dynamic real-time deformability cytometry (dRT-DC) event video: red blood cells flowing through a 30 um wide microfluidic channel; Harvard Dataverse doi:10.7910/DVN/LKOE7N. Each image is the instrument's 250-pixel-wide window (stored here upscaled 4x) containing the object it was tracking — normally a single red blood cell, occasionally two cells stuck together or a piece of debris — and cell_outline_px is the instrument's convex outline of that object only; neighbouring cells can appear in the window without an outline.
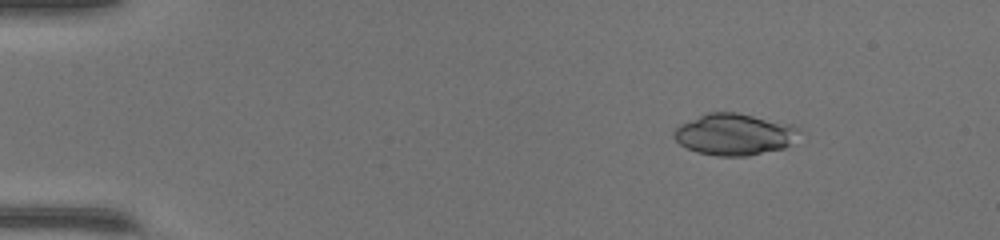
{"species": "common noctule bat (a hibernating species)", "species_latin": "Nyctalus noctula", "temperature_condition": "warm", "stored_images_in_passage": 43, "camera_frame_rate_fps": 3000, "um_per_image_px": 0.085, "animal": {"sex": "female", "body_mass_g": 17.0, "forearm_length_mm": 48.0}, "frame": {"image": 1, "passage_image": 1, "time_ms": 0.0, "image_size_px": [1000, 240], "cell_outline_px": [[800, 132], [784, 148], [744, 156], [716, 156], [696, 152], [680, 144], [672, 136], [676, 128], [680, 124], [708, 112], [736, 112], [792, 124], [800, 128]], "centroid_in_image_um": [62.4, 11.41], "position_along_channel_um": 22.6, "area_um2": 30.11}}
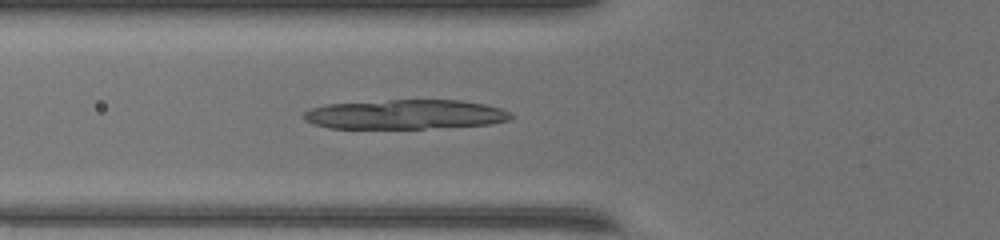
{"frame": {"image": 2, "passage_image": 13, "time_ms": 4.0, "image_size_px": [1000, 240], "cell_outline_px": [[516, 116], [508, 120], [488, 124], [424, 128], [328, 128], [312, 124], [304, 120], [304, 112], [312, 108], [328, 104], [388, 100], [460, 100], [484, 104], [500, 108], [512, 112]], "centroid_in_image_um": [34.46, 9.72], "position_along_channel_um": 91.3, "area_um2": 35.49}}
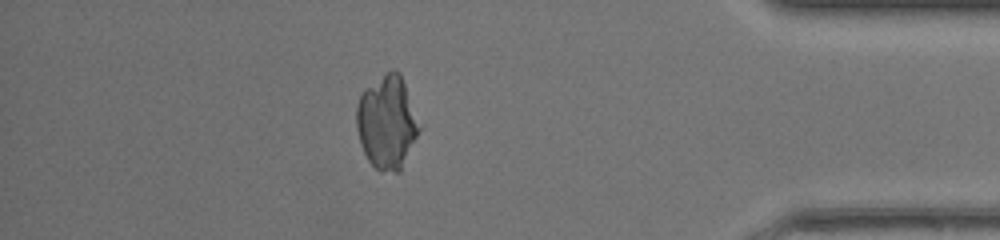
{"frame": {"image": 3, "passage_image": 37, "time_ms": 12.0, "image_size_px": [1000, 240], "cell_outline_px": [[420, 128], [400, 172], [380, 172], [368, 160], [360, 144], [356, 128], [356, 104], [364, 88], [392, 68], [400, 72]], "centroid_in_image_um": [32.85, 10.4], "position_along_channel_um": 402.4, "area_um2": 33.81}}